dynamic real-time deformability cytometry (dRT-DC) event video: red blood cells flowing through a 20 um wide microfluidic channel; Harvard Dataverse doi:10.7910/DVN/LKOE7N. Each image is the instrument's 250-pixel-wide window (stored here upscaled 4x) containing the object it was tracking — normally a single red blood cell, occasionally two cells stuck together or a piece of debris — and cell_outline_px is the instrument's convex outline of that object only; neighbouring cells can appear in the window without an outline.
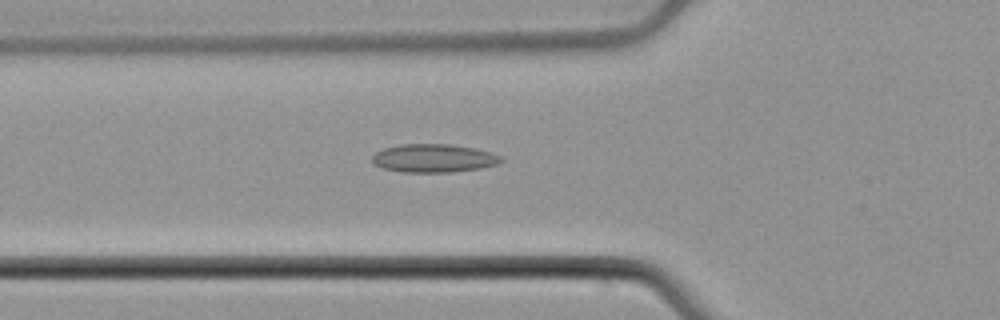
{"species": "common noctule bat (a hibernating species)", "species_latin": "Nyctalus noctula", "temperature_condition": "cold", "stored_images_in_passage": 42, "camera_frame_rate_fps": 3000, "um_per_image_px": 0.085, "animal": {"sex": "male", "body_mass_g": 21.5, "forearm_length_mm": 52.0}, "frame": {"image": 1, "passage_image": 12, "time_ms": 3.667, "image_size_px": [1000, 320], "cell_outline_px": [[504, 160], [500, 164], [480, 168], [452, 172], [400, 172], [384, 168], [372, 164], [372, 156], [376, 152], [384, 148], [400, 144], [448, 144], [472, 148], [492, 152], [500, 156]], "centroid_in_image_um": [36.86, 13.45], "position_along_channel_um": 88.9, "area_um2": 21.33}}
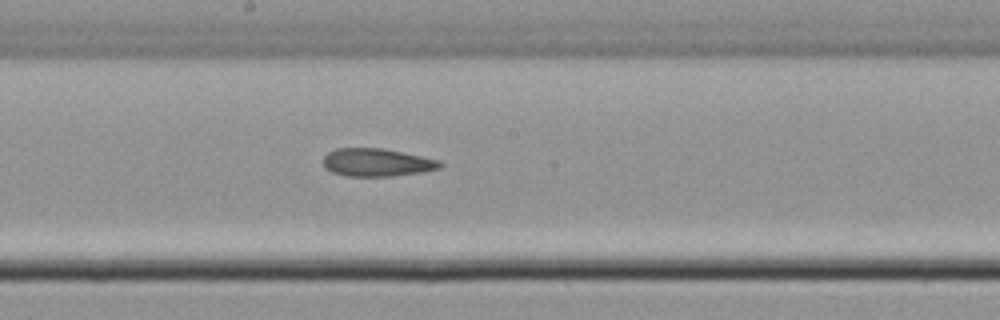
{"frame": {"image": 2, "passage_image": 22, "time_ms": 7.0, "image_size_px": [1000, 320], "cell_outline_px": [[444, 164], [440, 168], [424, 172], [392, 176], [348, 176], [332, 172], [324, 168], [324, 156], [328, 152], [336, 148], [384, 148], [440, 160]], "centroid_in_image_um": [32.05, 13.8], "position_along_channel_um": 216.1, "area_um2": 19.13}}
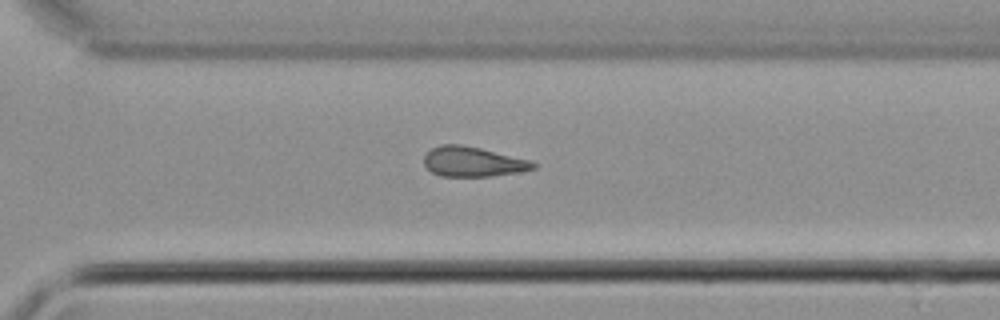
{"frame": {"image": 3, "passage_image": 31, "time_ms": 10.0, "image_size_px": [1000, 320], "cell_outline_px": [[536, 168], [520, 172], [492, 176], [440, 176], [432, 172], [424, 164], [424, 156], [432, 148], [440, 144], [460, 144], [480, 148], [528, 160], [536, 164]], "centroid_in_image_um": [40.17, 13.75], "position_along_channel_um": 330.4, "area_um2": 18.84}}